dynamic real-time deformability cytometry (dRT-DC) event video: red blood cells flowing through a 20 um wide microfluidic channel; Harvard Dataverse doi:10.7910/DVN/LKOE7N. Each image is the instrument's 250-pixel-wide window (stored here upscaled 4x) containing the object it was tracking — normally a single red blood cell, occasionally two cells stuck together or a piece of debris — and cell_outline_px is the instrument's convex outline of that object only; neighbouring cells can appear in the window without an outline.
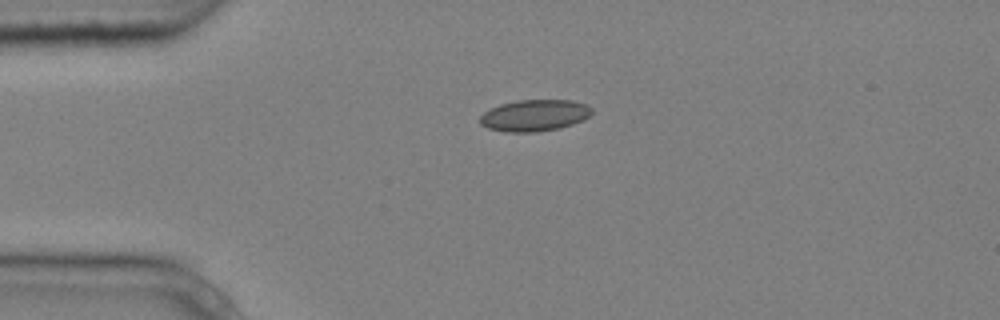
{"species": "common noctule bat (a hibernating species)", "species_latin": "Nyctalus noctula", "temperature_condition": "cold", "stored_images_in_passage": 4, "camera_frame_rate_fps": 3000, "um_per_image_px": 0.085, "animal": {"sex": "male", "body_mass_g": 20.4}, "frame": {"image": 1, "passage_image": 4, "time_ms": 1.0, "image_size_px": [1000, 320], "cell_outline_px": [[592, 112], [584, 120], [560, 128], [536, 132], [504, 132], [488, 128], [480, 124], [480, 116], [484, 112], [500, 104], [516, 100], [572, 100], [588, 104], [592, 108]], "centroid_in_image_um": [45.45, 9.81], "position_along_channel_um": 39.6, "area_um2": 20.69}}